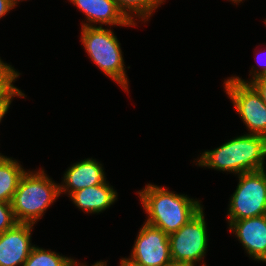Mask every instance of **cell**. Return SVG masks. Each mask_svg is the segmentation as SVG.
Wrapping results in <instances>:
<instances>
[{"label":"cell","mask_w":266,"mask_h":266,"mask_svg":"<svg viewBox=\"0 0 266 266\" xmlns=\"http://www.w3.org/2000/svg\"><path fill=\"white\" fill-rule=\"evenodd\" d=\"M167 187L148 183L136 193L147 214L145 223L163 230L166 234L178 231L202 208V201L178 194Z\"/></svg>","instance_id":"6da1fadb"},{"label":"cell","mask_w":266,"mask_h":266,"mask_svg":"<svg viewBox=\"0 0 266 266\" xmlns=\"http://www.w3.org/2000/svg\"><path fill=\"white\" fill-rule=\"evenodd\" d=\"M266 137L244 134L233 137L213 150H205L197 157L199 167L236 175L266 169Z\"/></svg>","instance_id":"7a4b0ae2"},{"label":"cell","mask_w":266,"mask_h":266,"mask_svg":"<svg viewBox=\"0 0 266 266\" xmlns=\"http://www.w3.org/2000/svg\"><path fill=\"white\" fill-rule=\"evenodd\" d=\"M59 196V183L52 180L43 168L27 170L11 201L16 221L36 224Z\"/></svg>","instance_id":"3957f363"},{"label":"cell","mask_w":266,"mask_h":266,"mask_svg":"<svg viewBox=\"0 0 266 266\" xmlns=\"http://www.w3.org/2000/svg\"><path fill=\"white\" fill-rule=\"evenodd\" d=\"M80 41L90 60L111 80L129 93L121 44L111 29L103 27H81Z\"/></svg>","instance_id":"277c9868"},{"label":"cell","mask_w":266,"mask_h":266,"mask_svg":"<svg viewBox=\"0 0 266 266\" xmlns=\"http://www.w3.org/2000/svg\"><path fill=\"white\" fill-rule=\"evenodd\" d=\"M238 184L230 197L227 220H242L266 214V170L237 175Z\"/></svg>","instance_id":"5b68a950"},{"label":"cell","mask_w":266,"mask_h":266,"mask_svg":"<svg viewBox=\"0 0 266 266\" xmlns=\"http://www.w3.org/2000/svg\"><path fill=\"white\" fill-rule=\"evenodd\" d=\"M204 209L202 208L178 231L169 234L173 263L196 265L204 260L209 240Z\"/></svg>","instance_id":"8992f818"},{"label":"cell","mask_w":266,"mask_h":266,"mask_svg":"<svg viewBox=\"0 0 266 266\" xmlns=\"http://www.w3.org/2000/svg\"><path fill=\"white\" fill-rule=\"evenodd\" d=\"M223 85L248 134L266 137V104L255 87L232 76L225 79Z\"/></svg>","instance_id":"52a82bcc"},{"label":"cell","mask_w":266,"mask_h":266,"mask_svg":"<svg viewBox=\"0 0 266 266\" xmlns=\"http://www.w3.org/2000/svg\"><path fill=\"white\" fill-rule=\"evenodd\" d=\"M136 237L128 257L132 261L141 266H169L173 263L169 235L163 230L144 222Z\"/></svg>","instance_id":"ba28073f"},{"label":"cell","mask_w":266,"mask_h":266,"mask_svg":"<svg viewBox=\"0 0 266 266\" xmlns=\"http://www.w3.org/2000/svg\"><path fill=\"white\" fill-rule=\"evenodd\" d=\"M228 225L249 258L266 263V215L231 221Z\"/></svg>","instance_id":"9c48e42d"},{"label":"cell","mask_w":266,"mask_h":266,"mask_svg":"<svg viewBox=\"0 0 266 266\" xmlns=\"http://www.w3.org/2000/svg\"><path fill=\"white\" fill-rule=\"evenodd\" d=\"M34 224L17 223L0 234V266H23L33 248Z\"/></svg>","instance_id":"30bf717a"},{"label":"cell","mask_w":266,"mask_h":266,"mask_svg":"<svg viewBox=\"0 0 266 266\" xmlns=\"http://www.w3.org/2000/svg\"><path fill=\"white\" fill-rule=\"evenodd\" d=\"M85 16L82 27L127 26L134 27L137 23L131 22L120 10L115 0H69ZM87 22V23H86Z\"/></svg>","instance_id":"8fae6325"},{"label":"cell","mask_w":266,"mask_h":266,"mask_svg":"<svg viewBox=\"0 0 266 266\" xmlns=\"http://www.w3.org/2000/svg\"><path fill=\"white\" fill-rule=\"evenodd\" d=\"M103 164L96 159L87 158L72 164L64 172L60 187L61 194L69 197L73 192L106 182Z\"/></svg>","instance_id":"7c38bea8"},{"label":"cell","mask_w":266,"mask_h":266,"mask_svg":"<svg viewBox=\"0 0 266 266\" xmlns=\"http://www.w3.org/2000/svg\"><path fill=\"white\" fill-rule=\"evenodd\" d=\"M117 197L118 193L108 181L78 190L69 196L78 209L90 214H100L110 208L116 202Z\"/></svg>","instance_id":"4fadbf2b"},{"label":"cell","mask_w":266,"mask_h":266,"mask_svg":"<svg viewBox=\"0 0 266 266\" xmlns=\"http://www.w3.org/2000/svg\"><path fill=\"white\" fill-rule=\"evenodd\" d=\"M26 171L20 162L12 157L4 156L0 160V201L11 203Z\"/></svg>","instance_id":"5bb4252c"},{"label":"cell","mask_w":266,"mask_h":266,"mask_svg":"<svg viewBox=\"0 0 266 266\" xmlns=\"http://www.w3.org/2000/svg\"><path fill=\"white\" fill-rule=\"evenodd\" d=\"M166 0H115L120 10L133 23L146 22ZM136 18V19H135ZM138 18V19H137ZM135 19V20H134Z\"/></svg>","instance_id":"9a60e30c"},{"label":"cell","mask_w":266,"mask_h":266,"mask_svg":"<svg viewBox=\"0 0 266 266\" xmlns=\"http://www.w3.org/2000/svg\"><path fill=\"white\" fill-rule=\"evenodd\" d=\"M80 262L38 246H33L23 266H77Z\"/></svg>","instance_id":"2e32d148"},{"label":"cell","mask_w":266,"mask_h":266,"mask_svg":"<svg viewBox=\"0 0 266 266\" xmlns=\"http://www.w3.org/2000/svg\"><path fill=\"white\" fill-rule=\"evenodd\" d=\"M17 78H0V106H10L15 96L25 98V93L14 86Z\"/></svg>","instance_id":"e0dca14e"},{"label":"cell","mask_w":266,"mask_h":266,"mask_svg":"<svg viewBox=\"0 0 266 266\" xmlns=\"http://www.w3.org/2000/svg\"><path fill=\"white\" fill-rule=\"evenodd\" d=\"M17 223L11 203L0 201V234L13 228Z\"/></svg>","instance_id":"ac0fdd59"},{"label":"cell","mask_w":266,"mask_h":266,"mask_svg":"<svg viewBox=\"0 0 266 266\" xmlns=\"http://www.w3.org/2000/svg\"><path fill=\"white\" fill-rule=\"evenodd\" d=\"M257 60H261L260 56L257 55ZM260 62V61H259ZM258 62V63H259ZM260 67H256L255 65L252 66V69L250 70V74L249 76H251V78L247 81V80H244L242 79L241 77L239 76H232L234 79L240 81V82H243V83H251L252 81H254L255 79H258L260 77H263V76H266V62L263 64L262 62V65L259 64ZM255 66V67H254Z\"/></svg>","instance_id":"d6986e66"},{"label":"cell","mask_w":266,"mask_h":266,"mask_svg":"<svg viewBox=\"0 0 266 266\" xmlns=\"http://www.w3.org/2000/svg\"><path fill=\"white\" fill-rule=\"evenodd\" d=\"M20 73L17 71L14 66L4 63L0 58V78H19Z\"/></svg>","instance_id":"ffe728a7"},{"label":"cell","mask_w":266,"mask_h":266,"mask_svg":"<svg viewBox=\"0 0 266 266\" xmlns=\"http://www.w3.org/2000/svg\"><path fill=\"white\" fill-rule=\"evenodd\" d=\"M255 89L259 92L262 97V100L266 104V76L255 79L251 82Z\"/></svg>","instance_id":"44dd1931"},{"label":"cell","mask_w":266,"mask_h":266,"mask_svg":"<svg viewBox=\"0 0 266 266\" xmlns=\"http://www.w3.org/2000/svg\"><path fill=\"white\" fill-rule=\"evenodd\" d=\"M14 8L15 7L9 2V0H0V19Z\"/></svg>","instance_id":"7402d4cb"},{"label":"cell","mask_w":266,"mask_h":266,"mask_svg":"<svg viewBox=\"0 0 266 266\" xmlns=\"http://www.w3.org/2000/svg\"><path fill=\"white\" fill-rule=\"evenodd\" d=\"M119 266H141L140 264L132 261L130 258H121Z\"/></svg>","instance_id":"603a6c76"},{"label":"cell","mask_w":266,"mask_h":266,"mask_svg":"<svg viewBox=\"0 0 266 266\" xmlns=\"http://www.w3.org/2000/svg\"><path fill=\"white\" fill-rule=\"evenodd\" d=\"M10 106H0V123L3 120L5 114H7Z\"/></svg>","instance_id":"cb8c5ba5"},{"label":"cell","mask_w":266,"mask_h":266,"mask_svg":"<svg viewBox=\"0 0 266 266\" xmlns=\"http://www.w3.org/2000/svg\"><path fill=\"white\" fill-rule=\"evenodd\" d=\"M106 262H108V260L107 261L100 260V261H97L96 263H94L91 266H108ZM77 266H87V264L80 262Z\"/></svg>","instance_id":"d4e9b609"},{"label":"cell","mask_w":266,"mask_h":266,"mask_svg":"<svg viewBox=\"0 0 266 266\" xmlns=\"http://www.w3.org/2000/svg\"><path fill=\"white\" fill-rule=\"evenodd\" d=\"M169 266H197L194 264H182V263H172ZM201 266H207L205 263H203Z\"/></svg>","instance_id":"484cf974"},{"label":"cell","mask_w":266,"mask_h":266,"mask_svg":"<svg viewBox=\"0 0 266 266\" xmlns=\"http://www.w3.org/2000/svg\"><path fill=\"white\" fill-rule=\"evenodd\" d=\"M20 1L22 2V1H26V0H9V2H10L14 7L18 6L17 4H19Z\"/></svg>","instance_id":"4316f807"},{"label":"cell","mask_w":266,"mask_h":266,"mask_svg":"<svg viewBox=\"0 0 266 266\" xmlns=\"http://www.w3.org/2000/svg\"><path fill=\"white\" fill-rule=\"evenodd\" d=\"M229 1H231L232 3H234L236 5H239V3L243 2L244 0H229Z\"/></svg>","instance_id":"83f0119b"},{"label":"cell","mask_w":266,"mask_h":266,"mask_svg":"<svg viewBox=\"0 0 266 266\" xmlns=\"http://www.w3.org/2000/svg\"><path fill=\"white\" fill-rule=\"evenodd\" d=\"M5 155H2L1 153H0V160L4 157Z\"/></svg>","instance_id":"f1b7e54d"}]
</instances>
